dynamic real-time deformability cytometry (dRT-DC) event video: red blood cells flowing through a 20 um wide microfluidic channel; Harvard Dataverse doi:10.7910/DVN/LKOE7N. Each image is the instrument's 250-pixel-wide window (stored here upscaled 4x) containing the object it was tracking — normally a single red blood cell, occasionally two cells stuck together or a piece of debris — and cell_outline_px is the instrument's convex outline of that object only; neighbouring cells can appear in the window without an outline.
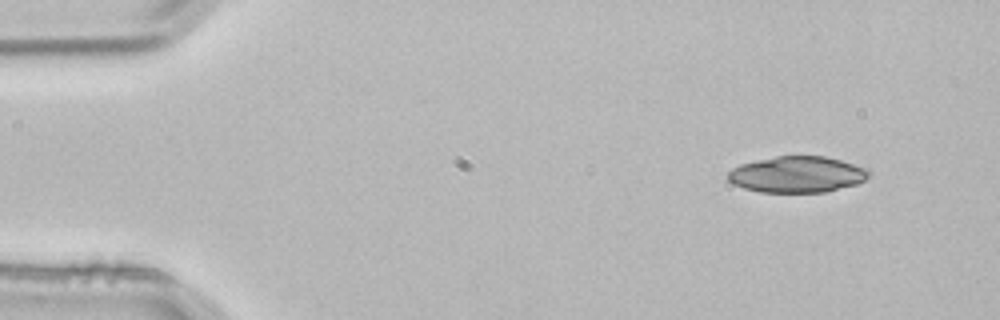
{"species": "common noctule bat (a hibernating species)", "species_latin": "Nyctalus noctula", "temperature_condition": "room temperature", "stored_images_in_passage": 3, "camera_frame_rate_fps": 3000, "um_per_image_px": 0.085, "animal": {"sex": "male", "body_mass_g": 21.5, "forearm_length_mm": 52.0}, "frame": {"image": 1, "passage_image": 1, "time_ms": 0.0, "image_size_px": [1000, 320], "cell_outline_px": [[872, 176], [856, 184], [824, 192], [760, 192], [744, 188], [732, 184], [728, 180], [728, 172], [732, 168], [740, 164], [756, 160], [776, 156], [824, 156], [840, 160], [868, 168], [872, 172]], "centroid_in_image_um": [67.77, 14.82], "position_along_channel_um": 17.2, "area_um2": 29.88}}